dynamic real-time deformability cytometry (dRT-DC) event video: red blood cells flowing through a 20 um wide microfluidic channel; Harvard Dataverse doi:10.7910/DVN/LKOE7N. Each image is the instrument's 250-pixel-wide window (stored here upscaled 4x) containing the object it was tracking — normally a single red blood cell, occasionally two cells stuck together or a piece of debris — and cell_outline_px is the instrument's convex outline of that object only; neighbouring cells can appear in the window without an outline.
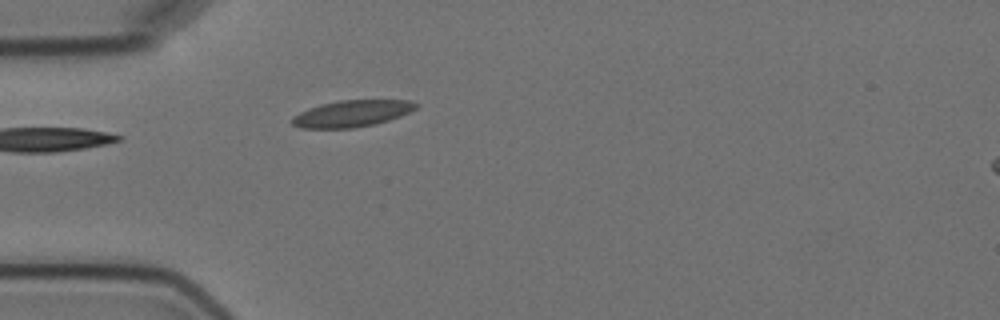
{"species": "Egyptian fruit bat (a non-hibernating species)", "species_latin": "Rousettus aegyptiacus", "temperature_condition": "cold", "stored_images_in_passage": 3, "camera_frame_rate_fps": 3000, "um_per_image_px": 0.085, "animal": {"sex": "female"}, "frame": {"image": 1, "passage_image": 3, "time_ms": 3.333, "image_size_px": [1000, 320], "cell_outline_px": [[420, 104], [416, 108], [400, 116], [376, 124], [356, 128], [300, 128], [292, 124], [292, 116], [308, 108], [320, 104], [340, 100], [412, 100]], "centroid_in_image_um": [29.92, 9.65], "position_along_channel_um": 55.1, "area_um2": 19.31}}